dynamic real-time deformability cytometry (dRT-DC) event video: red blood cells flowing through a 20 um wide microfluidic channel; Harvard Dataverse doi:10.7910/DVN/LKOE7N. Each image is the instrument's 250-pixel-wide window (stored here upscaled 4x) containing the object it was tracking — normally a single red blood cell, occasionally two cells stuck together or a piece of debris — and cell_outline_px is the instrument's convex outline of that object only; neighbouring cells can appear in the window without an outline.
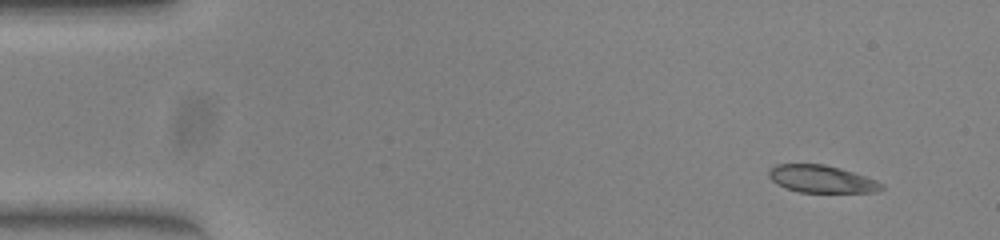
{"species": "common noctule bat (a hibernating species)", "species_latin": "Nyctalus noctula", "temperature_condition": "warm", "stored_images_in_passage": 48, "camera_frame_rate_fps": 3000, "um_per_image_px": 0.085, "animal": {"sex": "female", "body_mass_g": 23.0, "forearm_length_mm": 53.4}, "frame": {"image": 1, "passage_image": 1, "time_ms": 0.0, "image_size_px": [1000, 240], "cell_outline_px": [[884, 188], [876, 192], [800, 192], [776, 184], [768, 176], [768, 172], [776, 164], [824, 164], [840, 168], [876, 180], [884, 184]], "centroid_in_image_um": [69.84, 15.21], "position_along_channel_um": 15.2, "area_um2": 17.86}}
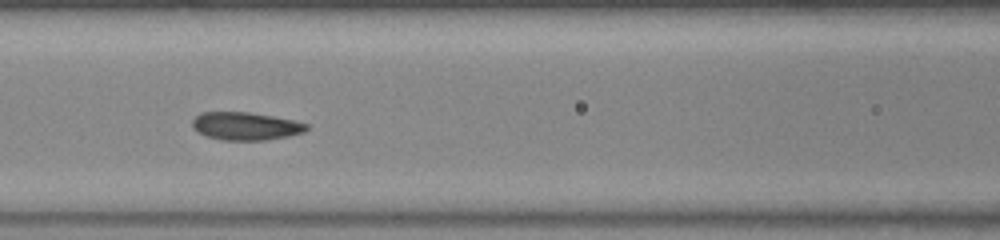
{"frame": {"image": 2, "passage_image": 19, "time_ms": 6.0, "image_size_px": [1000, 240], "cell_outline_px": [[308, 128], [304, 132], [288, 136], [264, 140], [224, 140], [204, 136], [192, 128], [192, 120], [200, 112], [248, 112], [272, 116], [292, 120], [308, 124]], "centroid_in_image_um": [20.84, 10.72], "position_along_channel_um": 145.8, "area_um2": 18.55}}
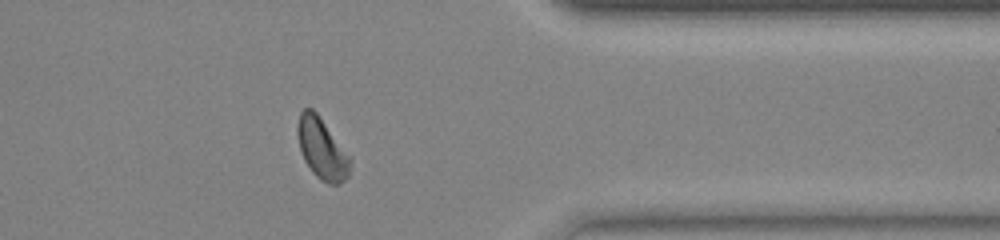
{"frame": {"image": 3, "passage_image": 38, "time_ms": 12.333, "image_size_px": [1000, 240], "cell_outline_px": [[352, 160], [348, 176], [340, 184], [328, 184], [320, 180], [312, 172], [304, 160], [300, 148], [296, 132], [296, 128], [300, 112], [304, 108], [312, 108], [316, 112], [352, 156]], "centroid_in_image_um": [27.39, 12.64], "position_along_channel_um": 384.0, "area_um2": 19.07}, "authors_computed_cell_mechanics": {"area_um2": 18.7272, "velocity_mm_per_s": 3.9949, "shape_relaxation_time_tau1_ms": 5.4126, "shape_relaxation_time_tau2_ms": 1.5733, "deformation_change_tau1": 0.1551, "deformation_change_tau2": 0.0778}}